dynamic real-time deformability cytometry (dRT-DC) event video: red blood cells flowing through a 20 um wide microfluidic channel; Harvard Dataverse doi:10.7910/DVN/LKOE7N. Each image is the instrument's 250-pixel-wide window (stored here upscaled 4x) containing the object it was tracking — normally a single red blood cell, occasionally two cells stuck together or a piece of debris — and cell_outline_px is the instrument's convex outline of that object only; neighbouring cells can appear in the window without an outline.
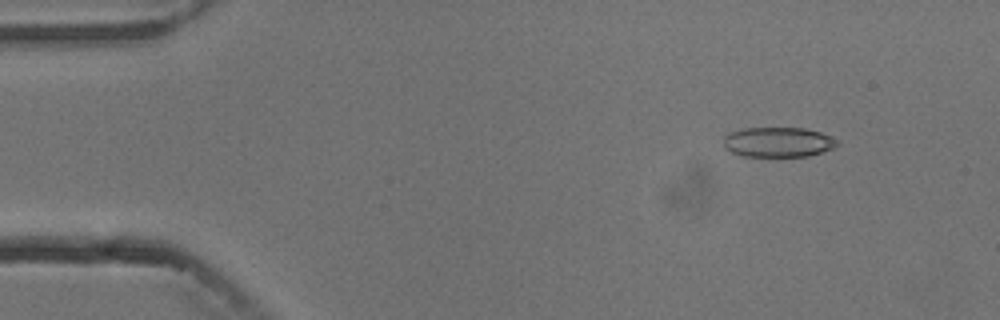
{"species": "common noctule bat (a hibernating species)", "species_latin": "Nyctalus noctula", "temperature_condition": "cold", "stored_images_in_passage": 5, "camera_frame_rate_fps": 3000, "um_per_image_px": 0.085, "animal": {"sex": "male", "body_mass_g": 13.3}, "frame": {"image": 1, "passage_image": 2, "time_ms": 1.333, "image_size_px": [1000, 320], "cell_outline_px": [[840, 144], [832, 148], [808, 156], [744, 156], [732, 152], [724, 148], [724, 136], [732, 132], [744, 128], [804, 128], [820, 132], [832, 136], [840, 140]], "centroid_in_image_um": [66.17, 12.07], "position_along_channel_um": 18.8, "area_um2": 19.83}}